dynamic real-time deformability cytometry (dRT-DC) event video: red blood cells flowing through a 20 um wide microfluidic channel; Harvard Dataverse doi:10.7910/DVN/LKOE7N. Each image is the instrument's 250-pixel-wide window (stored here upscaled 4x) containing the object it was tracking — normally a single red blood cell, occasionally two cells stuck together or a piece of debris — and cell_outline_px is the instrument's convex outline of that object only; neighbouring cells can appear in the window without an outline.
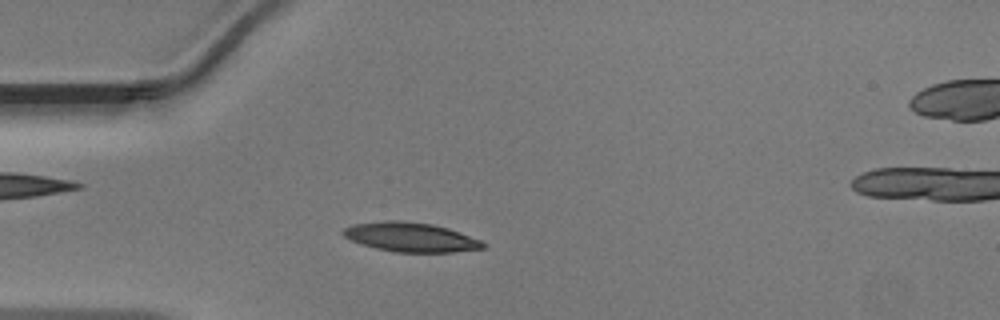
{"species": "Egyptian fruit bat (a non-hibernating species)", "species_latin": "Rousettus aegyptiacus", "temperature_condition": "warm", "stored_images_in_passage": 39, "camera_frame_rate_fps": 3000, "um_per_image_px": 0.085, "animal": {"sex": "male"}, "frame": {"image": 1, "passage_image": 7, "time_ms": 2.0, "image_size_px": [1000, 320], "cell_outline_px": [[484, 248], [452, 252], [396, 252], [376, 248], [360, 244], [344, 236], [340, 232], [344, 228], [352, 224], [384, 220], [404, 220], [432, 224], [448, 228], [480, 240], [484, 244]], "centroid_in_image_um": [34.85, 20.14], "position_along_channel_um": 50.1, "area_um2": 23.87}}
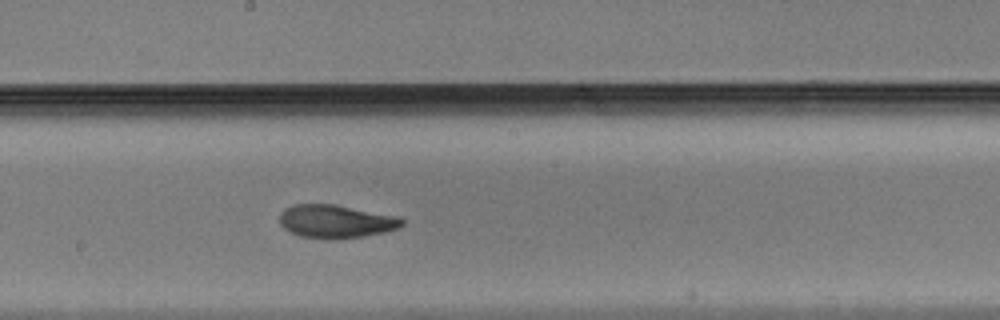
{"frame": {"image": 2, "passage_image": 20, "time_ms": 6.333, "image_size_px": [1000, 320], "cell_outline_px": [[404, 224], [396, 228], [384, 232], [364, 236], [336, 240], [324, 240], [300, 236], [284, 228], [280, 224], [280, 212], [284, 208], [292, 204], [332, 204], [400, 216], [404, 220]], "centroid_in_image_um": [28.54, 18.83], "position_along_channel_um": 219.7, "area_um2": 23.99}}
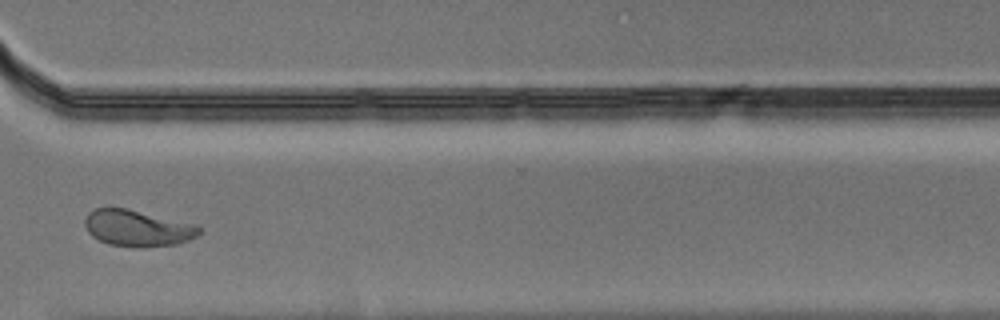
{"frame": {"image": 3, "passage_image": 30, "time_ms": 9.667, "image_size_px": [1000, 320], "cell_outline_px": [[200, 232], [196, 236], [188, 240], [176, 244], [144, 248], [136, 248], [108, 244], [92, 236], [88, 232], [84, 224], [84, 220], [88, 212], [96, 208], [128, 208], [192, 224], [200, 228]], "centroid_in_image_um": [11.64, 19.41], "position_along_channel_um": 359.0, "area_um2": 24.16}}